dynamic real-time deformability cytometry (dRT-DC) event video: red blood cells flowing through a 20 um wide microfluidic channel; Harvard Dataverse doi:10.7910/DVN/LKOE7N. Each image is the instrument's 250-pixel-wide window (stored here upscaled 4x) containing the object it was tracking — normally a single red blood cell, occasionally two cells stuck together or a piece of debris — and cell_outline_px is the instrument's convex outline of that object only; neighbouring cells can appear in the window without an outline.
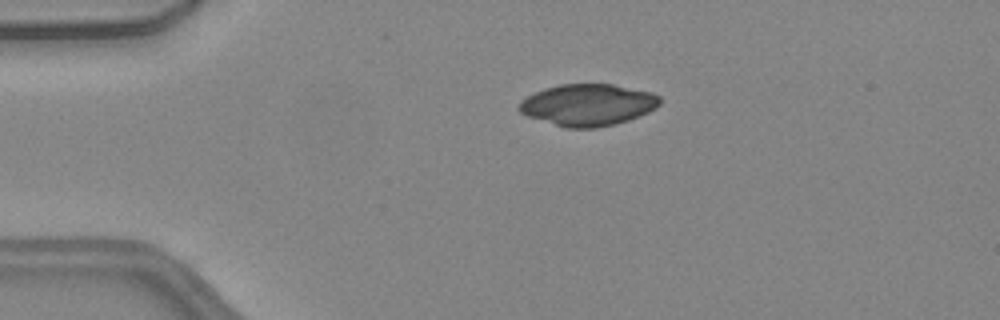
{"species": "common noctule bat (a hibernating species)", "species_latin": "Nyctalus noctula", "temperature_condition": "warm", "stored_images_in_passage": 40, "camera_frame_rate_fps": 3000, "um_per_image_px": 0.085, "animal": {"sex": "female", "body_mass_g": 24.6, "forearm_length_mm": 56.2}, "frame": {"image": 1, "passage_image": 1, "time_ms": 0.0, "image_size_px": [1000, 320], "cell_outline_px": [[660, 104], [656, 108], [648, 112], [628, 120], [596, 128], [564, 128], [528, 116], [520, 112], [516, 108], [520, 100], [544, 88], [560, 84], [612, 84], [652, 92], [660, 96]], "centroid_in_image_um": [49.95, 8.91], "position_along_channel_um": 35.0, "area_um2": 34.28}}
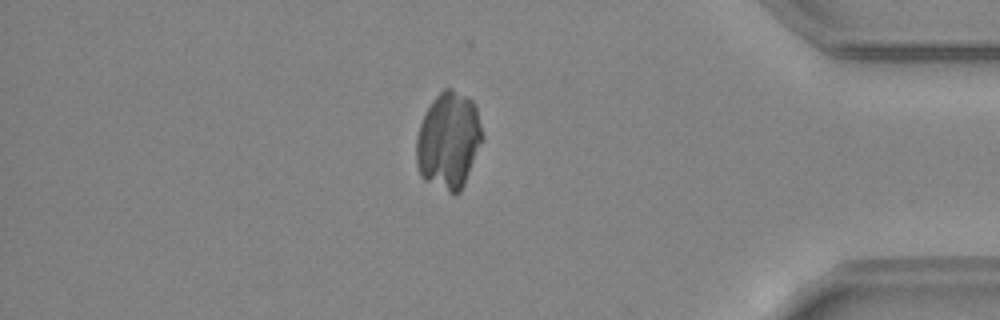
{"frame": {"image": 2, "passage_image": 33, "time_ms": 10.667, "image_size_px": [1000, 320], "cell_outline_px": [[484, 140], [464, 184], [460, 192], [448, 192], [424, 180], [420, 176], [416, 164], [416, 136], [420, 124], [432, 100], [444, 88], [452, 88], [472, 100], [476, 104], [484, 136]], "centroid_in_image_um": [38.14, 11.94], "position_along_channel_um": 397.1, "area_um2": 37.63}}
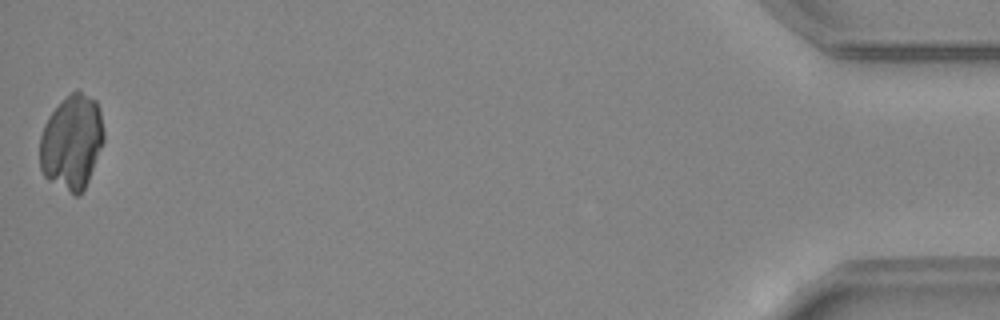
{"frame": {"image": 3, "passage_image": 40, "time_ms": 13.0, "image_size_px": [1000, 320], "cell_outline_px": [[104, 140], [88, 180], [80, 196], [76, 196], [48, 180], [44, 176], [40, 168], [40, 136], [44, 124], [48, 116], [76, 88], [96, 100], [100, 108], [104, 132]], "centroid_in_image_um": [6.1, 12.08], "position_along_channel_um": 429.1, "area_um2": 35.26}}